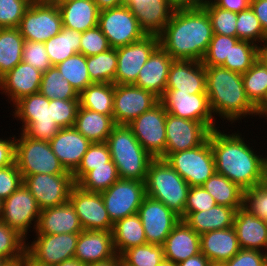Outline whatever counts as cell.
Returning a JSON list of instances; mask_svg holds the SVG:
<instances>
[{
    "label": "cell",
    "instance_id": "1",
    "mask_svg": "<svg viewBox=\"0 0 267 266\" xmlns=\"http://www.w3.org/2000/svg\"><path fill=\"white\" fill-rule=\"evenodd\" d=\"M240 133L227 134L216 128L209 133L216 172L243 190L261 185L266 156L257 155Z\"/></svg>",
    "mask_w": 267,
    "mask_h": 266
},
{
    "label": "cell",
    "instance_id": "2",
    "mask_svg": "<svg viewBox=\"0 0 267 266\" xmlns=\"http://www.w3.org/2000/svg\"><path fill=\"white\" fill-rule=\"evenodd\" d=\"M213 28L205 9L174 10L159 37V45L174 60L202 61Z\"/></svg>",
    "mask_w": 267,
    "mask_h": 266
},
{
    "label": "cell",
    "instance_id": "3",
    "mask_svg": "<svg viewBox=\"0 0 267 266\" xmlns=\"http://www.w3.org/2000/svg\"><path fill=\"white\" fill-rule=\"evenodd\" d=\"M205 73L206 93L214 117L218 115L232 124L248 115L257 116V108L247 98L242 74L221 66H205Z\"/></svg>",
    "mask_w": 267,
    "mask_h": 266
},
{
    "label": "cell",
    "instance_id": "4",
    "mask_svg": "<svg viewBox=\"0 0 267 266\" xmlns=\"http://www.w3.org/2000/svg\"><path fill=\"white\" fill-rule=\"evenodd\" d=\"M111 160L121 179L145 182L148 167L154 159L139 143L128 125H115L106 141Z\"/></svg>",
    "mask_w": 267,
    "mask_h": 266
},
{
    "label": "cell",
    "instance_id": "5",
    "mask_svg": "<svg viewBox=\"0 0 267 266\" xmlns=\"http://www.w3.org/2000/svg\"><path fill=\"white\" fill-rule=\"evenodd\" d=\"M145 192L161 201L184 220V207L190 186L165 159L154 158L148 167Z\"/></svg>",
    "mask_w": 267,
    "mask_h": 266
},
{
    "label": "cell",
    "instance_id": "6",
    "mask_svg": "<svg viewBox=\"0 0 267 266\" xmlns=\"http://www.w3.org/2000/svg\"><path fill=\"white\" fill-rule=\"evenodd\" d=\"M14 118L22 122L27 137L49 142L60 130L52 119L51 100L40 92L22 97L14 105Z\"/></svg>",
    "mask_w": 267,
    "mask_h": 266
},
{
    "label": "cell",
    "instance_id": "7",
    "mask_svg": "<svg viewBox=\"0 0 267 266\" xmlns=\"http://www.w3.org/2000/svg\"><path fill=\"white\" fill-rule=\"evenodd\" d=\"M20 134L19 139L15 137V163L23 179L35 174H71L52 152L49 142Z\"/></svg>",
    "mask_w": 267,
    "mask_h": 266
},
{
    "label": "cell",
    "instance_id": "8",
    "mask_svg": "<svg viewBox=\"0 0 267 266\" xmlns=\"http://www.w3.org/2000/svg\"><path fill=\"white\" fill-rule=\"evenodd\" d=\"M165 160L190 187L202 186L216 172L209 136L201 145L171 153Z\"/></svg>",
    "mask_w": 267,
    "mask_h": 266
},
{
    "label": "cell",
    "instance_id": "9",
    "mask_svg": "<svg viewBox=\"0 0 267 266\" xmlns=\"http://www.w3.org/2000/svg\"><path fill=\"white\" fill-rule=\"evenodd\" d=\"M24 40L48 41L62 29V17L54 0H33L18 26Z\"/></svg>",
    "mask_w": 267,
    "mask_h": 266
},
{
    "label": "cell",
    "instance_id": "10",
    "mask_svg": "<svg viewBox=\"0 0 267 266\" xmlns=\"http://www.w3.org/2000/svg\"><path fill=\"white\" fill-rule=\"evenodd\" d=\"M98 27L114 49L137 42L146 36L135 15L125 4L100 11Z\"/></svg>",
    "mask_w": 267,
    "mask_h": 266
},
{
    "label": "cell",
    "instance_id": "11",
    "mask_svg": "<svg viewBox=\"0 0 267 266\" xmlns=\"http://www.w3.org/2000/svg\"><path fill=\"white\" fill-rule=\"evenodd\" d=\"M166 116L165 107L159 102L128 124L139 143L153 158L165 159Z\"/></svg>",
    "mask_w": 267,
    "mask_h": 266
},
{
    "label": "cell",
    "instance_id": "12",
    "mask_svg": "<svg viewBox=\"0 0 267 266\" xmlns=\"http://www.w3.org/2000/svg\"><path fill=\"white\" fill-rule=\"evenodd\" d=\"M105 208L114 224L136 214L146 196L145 183L140 180L119 178L107 190L101 192Z\"/></svg>",
    "mask_w": 267,
    "mask_h": 266
},
{
    "label": "cell",
    "instance_id": "13",
    "mask_svg": "<svg viewBox=\"0 0 267 266\" xmlns=\"http://www.w3.org/2000/svg\"><path fill=\"white\" fill-rule=\"evenodd\" d=\"M160 102L154 93L133 84H114L113 120L128 125Z\"/></svg>",
    "mask_w": 267,
    "mask_h": 266
},
{
    "label": "cell",
    "instance_id": "14",
    "mask_svg": "<svg viewBox=\"0 0 267 266\" xmlns=\"http://www.w3.org/2000/svg\"><path fill=\"white\" fill-rule=\"evenodd\" d=\"M167 113L203 123L210 131L216 128V120L209 105L207 93L188 94L179 90H165L160 98Z\"/></svg>",
    "mask_w": 267,
    "mask_h": 266
},
{
    "label": "cell",
    "instance_id": "15",
    "mask_svg": "<svg viewBox=\"0 0 267 266\" xmlns=\"http://www.w3.org/2000/svg\"><path fill=\"white\" fill-rule=\"evenodd\" d=\"M40 212L36 199L22 183L15 192L3 200L1 221L27 239V232L33 223V229L36 231Z\"/></svg>",
    "mask_w": 267,
    "mask_h": 266
},
{
    "label": "cell",
    "instance_id": "16",
    "mask_svg": "<svg viewBox=\"0 0 267 266\" xmlns=\"http://www.w3.org/2000/svg\"><path fill=\"white\" fill-rule=\"evenodd\" d=\"M23 183L36 199L40 210L67 203L75 185L72 174L28 175L23 179Z\"/></svg>",
    "mask_w": 267,
    "mask_h": 266
},
{
    "label": "cell",
    "instance_id": "17",
    "mask_svg": "<svg viewBox=\"0 0 267 266\" xmlns=\"http://www.w3.org/2000/svg\"><path fill=\"white\" fill-rule=\"evenodd\" d=\"M148 244L161 245L181 220L175 212L161 201L145 196L137 212Z\"/></svg>",
    "mask_w": 267,
    "mask_h": 266
},
{
    "label": "cell",
    "instance_id": "18",
    "mask_svg": "<svg viewBox=\"0 0 267 266\" xmlns=\"http://www.w3.org/2000/svg\"><path fill=\"white\" fill-rule=\"evenodd\" d=\"M69 202L79 217L83 230L112 231L111 222L101 193L89 192L75 184Z\"/></svg>",
    "mask_w": 267,
    "mask_h": 266
},
{
    "label": "cell",
    "instance_id": "19",
    "mask_svg": "<svg viewBox=\"0 0 267 266\" xmlns=\"http://www.w3.org/2000/svg\"><path fill=\"white\" fill-rule=\"evenodd\" d=\"M158 46V36L146 35L137 42L117 48L115 84H134L140 69Z\"/></svg>",
    "mask_w": 267,
    "mask_h": 266
},
{
    "label": "cell",
    "instance_id": "20",
    "mask_svg": "<svg viewBox=\"0 0 267 266\" xmlns=\"http://www.w3.org/2000/svg\"><path fill=\"white\" fill-rule=\"evenodd\" d=\"M79 233L36 234L26 251L38 262L55 266L74 258Z\"/></svg>",
    "mask_w": 267,
    "mask_h": 266
},
{
    "label": "cell",
    "instance_id": "21",
    "mask_svg": "<svg viewBox=\"0 0 267 266\" xmlns=\"http://www.w3.org/2000/svg\"><path fill=\"white\" fill-rule=\"evenodd\" d=\"M165 158L175 152L195 148L209 136L210 130L201 122L179 118L167 113Z\"/></svg>",
    "mask_w": 267,
    "mask_h": 266
},
{
    "label": "cell",
    "instance_id": "22",
    "mask_svg": "<svg viewBox=\"0 0 267 266\" xmlns=\"http://www.w3.org/2000/svg\"><path fill=\"white\" fill-rule=\"evenodd\" d=\"M125 5L146 35L159 36L174 12L168 0H125Z\"/></svg>",
    "mask_w": 267,
    "mask_h": 266
},
{
    "label": "cell",
    "instance_id": "23",
    "mask_svg": "<svg viewBox=\"0 0 267 266\" xmlns=\"http://www.w3.org/2000/svg\"><path fill=\"white\" fill-rule=\"evenodd\" d=\"M49 143L52 152L60 160L65 170L71 174L81 164L84 154L92 144L74 127L60 128Z\"/></svg>",
    "mask_w": 267,
    "mask_h": 266
},
{
    "label": "cell",
    "instance_id": "24",
    "mask_svg": "<svg viewBox=\"0 0 267 266\" xmlns=\"http://www.w3.org/2000/svg\"><path fill=\"white\" fill-rule=\"evenodd\" d=\"M42 72L21 61L12 70L0 78V90L12 105L22 97L39 93Z\"/></svg>",
    "mask_w": 267,
    "mask_h": 266
},
{
    "label": "cell",
    "instance_id": "25",
    "mask_svg": "<svg viewBox=\"0 0 267 266\" xmlns=\"http://www.w3.org/2000/svg\"><path fill=\"white\" fill-rule=\"evenodd\" d=\"M165 90L188 94L206 93L205 66L201 61L173 60Z\"/></svg>",
    "mask_w": 267,
    "mask_h": 266
},
{
    "label": "cell",
    "instance_id": "26",
    "mask_svg": "<svg viewBox=\"0 0 267 266\" xmlns=\"http://www.w3.org/2000/svg\"><path fill=\"white\" fill-rule=\"evenodd\" d=\"M173 58L159 45L140 69L133 84L161 98L167 86V78Z\"/></svg>",
    "mask_w": 267,
    "mask_h": 266
},
{
    "label": "cell",
    "instance_id": "27",
    "mask_svg": "<svg viewBox=\"0 0 267 266\" xmlns=\"http://www.w3.org/2000/svg\"><path fill=\"white\" fill-rule=\"evenodd\" d=\"M233 227L241 249L267 253V221L265 219L255 216L242 206L236 211Z\"/></svg>",
    "mask_w": 267,
    "mask_h": 266
},
{
    "label": "cell",
    "instance_id": "28",
    "mask_svg": "<svg viewBox=\"0 0 267 266\" xmlns=\"http://www.w3.org/2000/svg\"><path fill=\"white\" fill-rule=\"evenodd\" d=\"M116 254L112 231L83 230L79 233L74 258L83 264H93Z\"/></svg>",
    "mask_w": 267,
    "mask_h": 266
},
{
    "label": "cell",
    "instance_id": "29",
    "mask_svg": "<svg viewBox=\"0 0 267 266\" xmlns=\"http://www.w3.org/2000/svg\"><path fill=\"white\" fill-rule=\"evenodd\" d=\"M163 248L165 260L176 265L201 253L200 234L180 220L166 237Z\"/></svg>",
    "mask_w": 267,
    "mask_h": 266
},
{
    "label": "cell",
    "instance_id": "30",
    "mask_svg": "<svg viewBox=\"0 0 267 266\" xmlns=\"http://www.w3.org/2000/svg\"><path fill=\"white\" fill-rule=\"evenodd\" d=\"M200 246L211 264H224L241 249L233 226L202 233Z\"/></svg>",
    "mask_w": 267,
    "mask_h": 266
},
{
    "label": "cell",
    "instance_id": "31",
    "mask_svg": "<svg viewBox=\"0 0 267 266\" xmlns=\"http://www.w3.org/2000/svg\"><path fill=\"white\" fill-rule=\"evenodd\" d=\"M81 226L74 207L67 203L41 210L36 234L81 233Z\"/></svg>",
    "mask_w": 267,
    "mask_h": 266
},
{
    "label": "cell",
    "instance_id": "32",
    "mask_svg": "<svg viewBox=\"0 0 267 266\" xmlns=\"http://www.w3.org/2000/svg\"><path fill=\"white\" fill-rule=\"evenodd\" d=\"M62 26L80 33L98 26L100 10L93 0L55 1Z\"/></svg>",
    "mask_w": 267,
    "mask_h": 266
},
{
    "label": "cell",
    "instance_id": "33",
    "mask_svg": "<svg viewBox=\"0 0 267 266\" xmlns=\"http://www.w3.org/2000/svg\"><path fill=\"white\" fill-rule=\"evenodd\" d=\"M236 211L235 208L216 204L206 211L191 212L184 221L201 235L208 231L232 227Z\"/></svg>",
    "mask_w": 267,
    "mask_h": 266
},
{
    "label": "cell",
    "instance_id": "34",
    "mask_svg": "<svg viewBox=\"0 0 267 266\" xmlns=\"http://www.w3.org/2000/svg\"><path fill=\"white\" fill-rule=\"evenodd\" d=\"M115 125L111 116L79 106L74 128L91 143H103Z\"/></svg>",
    "mask_w": 267,
    "mask_h": 266
},
{
    "label": "cell",
    "instance_id": "35",
    "mask_svg": "<svg viewBox=\"0 0 267 266\" xmlns=\"http://www.w3.org/2000/svg\"><path fill=\"white\" fill-rule=\"evenodd\" d=\"M112 237L114 249L118 255L128 248L147 243L142 221L137 213L115 222Z\"/></svg>",
    "mask_w": 267,
    "mask_h": 266
},
{
    "label": "cell",
    "instance_id": "36",
    "mask_svg": "<svg viewBox=\"0 0 267 266\" xmlns=\"http://www.w3.org/2000/svg\"><path fill=\"white\" fill-rule=\"evenodd\" d=\"M202 186L218 205L236 210L243 206L244 190L220 173L215 172Z\"/></svg>",
    "mask_w": 267,
    "mask_h": 266
},
{
    "label": "cell",
    "instance_id": "37",
    "mask_svg": "<svg viewBox=\"0 0 267 266\" xmlns=\"http://www.w3.org/2000/svg\"><path fill=\"white\" fill-rule=\"evenodd\" d=\"M82 33L63 27L61 31L44 42L46 52L52 66H56L67 58L80 53Z\"/></svg>",
    "mask_w": 267,
    "mask_h": 266
},
{
    "label": "cell",
    "instance_id": "38",
    "mask_svg": "<svg viewBox=\"0 0 267 266\" xmlns=\"http://www.w3.org/2000/svg\"><path fill=\"white\" fill-rule=\"evenodd\" d=\"M24 43L18 28H0V78L22 61Z\"/></svg>",
    "mask_w": 267,
    "mask_h": 266
},
{
    "label": "cell",
    "instance_id": "39",
    "mask_svg": "<svg viewBox=\"0 0 267 266\" xmlns=\"http://www.w3.org/2000/svg\"><path fill=\"white\" fill-rule=\"evenodd\" d=\"M114 83H93L79 94V105L113 118Z\"/></svg>",
    "mask_w": 267,
    "mask_h": 266
},
{
    "label": "cell",
    "instance_id": "40",
    "mask_svg": "<svg viewBox=\"0 0 267 266\" xmlns=\"http://www.w3.org/2000/svg\"><path fill=\"white\" fill-rule=\"evenodd\" d=\"M87 71L93 83H114L117 70V50L110 48L86 57Z\"/></svg>",
    "mask_w": 267,
    "mask_h": 266
},
{
    "label": "cell",
    "instance_id": "41",
    "mask_svg": "<svg viewBox=\"0 0 267 266\" xmlns=\"http://www.w3.org/2000/svg\"><path fill=\"white\" fill-rule=\"evenodd\" d=\"M39 92L49 100H79V94L55 66L42 74Z\"/></svg>",
    "mask_w": 267,
    "mask_h": 266
},
{
    "label": "cell",
    "instance_id": "42",
    "mask_svg": "<svg viewBox=\"0 0 267 266\" xmlns=\"http://www.w3.org/2000/svg\"><path fill=\"white\" fill-rule=\"evenodd\" d=\"M259 48L257 44L249 41L239 40L226 57L221 67L240 74L246 73L259 59Z\"/></svg>",
    "mask_w": 267,
    "mask_h": 266
},
{
    "label": "cell",
    "instance_id": "43",
    "mask_svg": "<svg viewBox=\"0 0 267 266\" xmlns=\"http://www.w3.org/2000/svg\"><path fill=\"white\" fill-rule=\"evenodd\" d=\"M242 80L247 98L257 108L267 95V67L258 59L242 74Z\"/></svg>",
    "mask_w": 267,
    "mask_h": 266
},
{
    "label": "cell",
    "instance_id": "44",
    "mask_svg": "<svg viewBox=\"0 0 267 266\" xmlns=\"http://www.w3.org/2000/svg\"><path fill=\"white\" fill-rule=\"evenodd\" d=\"M55 67L78 94L93 84L87 71L86 57L81 53L67 58Z\"/></svg>",
    "mask_w": 267,
    "mask_h": 266
},
{
    "label": "cell",
    "instance_id": "45",
    "mask_svg": "<svg viewBox=\"0 0 267 266\" xmlns=\"http://www.w3.org/2000/svg\"><path fill=\"white\" fill-rule=\"evenodd\" d=\"M120 256L122 266H158L165 260L163 246L148 243L128 248Z\"/></svg>",
    "mask_w": 267,
    "mask_h": 266
},
{
    "label": "cell",
    "instance_id": "46",
    "mask_svg": "<svg viewBox=\"0 0 267 266\" xmlns=\"http://www.w3.org/2000/svg\"><path fill=\"white\" fill-rule=\"evenodd\" d=\"M117 167L112 160L107 166L94 167L78 183L82 189L89 192H98L107 190L113 183L119 179Z\"/></svg>",
    "mask_w": 267,
    "mask_h": 266
},
{
    "label": "cell",
    "instance_id": "47",
    "mask_svg": "<svg viewBox=\"0 0 267 266\" xmlns=\"http://www.w3.org/2000/svg\"><path fill=\"white\" fill-rule=\"evenodd\" d=\"M236 37L239 40L257 43L260 47L267 43L263 28L250 6L237 13Z\"/></svg>",
    "mask_w": 267,
    "mask_h": 266
},
{
    "label": "cell",
    "instance_id": "48",
    "mask_svg": "<svg viewBox=\"0 0 267 266\" xmlns=\"http://www.w3.org/2000/svg\"><path fill=\"white\" fill-rule=\"evenodd\" d=\"M111 160L110 150L106 142L92 143L84 154L81 164L72 174L75 184H77L94 167L107 166Z\"/></svg>",
    "mask_w": 267,
    "mask_h": 266
},
{
    "label": "cell",
    "instance_id": "49",
    "mask_svg": "<svg viewBox=\"0 0 267 266\" xmlns=\"http://www.w3.org/2000/svg\"><path fill=\"white\" fill-rule=\"evenodd\" d=\"M26 239L16 230L0 221V258L14 260L26 253Z\"/></svg>",
    "mask_w": 267,
    "mask_h": 266
},
{
    "label": "cell",
    "instance_id": "50",
    "mask_svg": "<svg viewBox=\"0 0 267 266\" xmlns=\"http://www.w3.org/2000/svg\"><path fill=\"white\" fill-rule=\"evenodd\" d=\"M206 10L214 34L236 37L237 13L222 9L209 2Z\"/></svg>",
    "mask_w": 267,
    "mask_h": 266
},
{
    "label": "cell",
    "instance_id": "51",
    "mask_svg": "<svg viewBox=\"0 0 267 266\" xmlns=\"http://www.w3.org/2000/svg\"><path fill=\"white\" fill-rule=\"evenodd\" d=\"M239 41L237 37L214 34L202 59L204 66H221L229 57L231 48Z\"/></svg>",
    "mask_w": 267,
    "mask_h": 266
},
{
    "label": "cell",
    "instance_id": "52",
    "mask_svg": "<svg viewBox=\"0 0 267 266\" xmlns=\"http://www.w3.org/2000/svg\"><path fill=\"white\" fill-rule=\"evenodd\" d=\"M33 0H0V28H18Z\"/></svg>",
    "mask_w": 267,
    "mask_h": 266
},
{
    "label": "cell",
    "instance_id": "53",
    "mask_svg": "<svg viewBox=\"0 0 267 266\" xmlns=\"http://www.w3.org/2000/svg\"><path fill=\"white\" fill-rule=\"evenodd\" d=\"M79 100H51L52 119L60 128L74 127Z\"/></svg>",
    "mask_w": 267,
    "mask_h": 266
},
{
    "label": "cell",
    "instance_id": "54",
    "mask_svg": "<svg viewBox=\"0 0 267 266\" xmlns=\"http://www.w3.org/2000/svg\"><path fill=\"white\" fill-rule=\"evenodd\" d=\"M22 61L42 73L52 67L44 43L25 40Z\"/></svg>",
    "mask_w": 267,
    "mask_h": 266
},
{
    "label": "cell",
    "instance_id": "55",
    "mask_svg": "<svg viewBox=\"0 0 267 266\" xmlns=\"http://www.w3.org/2000/svg\"><path fill=\"white\" fill-rule=\"evenodd\" d=\"M107 37L98 26L83 32L80 39V53L85 57L97 55L110 49Z\"/></svg>",
    "mask_w": 267,
    "mask_h": 266
},
{
    "label": "cell",
    "instance_id": "56",
    "mask_svg": "<svg viewBox=\"0 0 267 266\" xmlns=\"http://www.w3.org/2000/svg\"><path fill=\"white\" fill-rule=\"evenodd\" d=\"M243 207L267 221V188L261 184L244 190Z\"/></svg>",
    "mask_w": 267,
    "mask_h": 266
},
{
    "label": "cell",
    "instance_id": "57",
    "mask_svg": "<svg viewBox=\"0 0 267 266\" xmlns=\"http://www.w3.org/2000/svg\"><path fill=\"white\" fill-rule=\"evenodd\" d=\"M216 204L215 199L205 190L203 186L190 187L184 207V219L191 212L206 211Z\"/></svg>",
    "mask_w": 267,
    "mask_h": 266
},
{
    "label": "cell",
    "instance_id": "58",
    "mask_svg": "<svg viewBox=\"0 0 267 266\" xmlns=\"http://www.w3.org/2000/svg\"><path fill=\"white\" fill-rule=\"evenodd\" d=\"M23 183L21 172L16 163L0 168V198L5 200Z\"/></svg>",
    "mask_w": 267,
    "mask_h": 266
},
{
    "label": "cell",
    "instance_id": "59",
    "mask_svg": "<svg viewBox=\"0 0 267 266\" xmlns=\"http://www.w3.org/2000/svg\"><path fill=\"white\" fill-rule=\"evenodd\" d=\"M224 266H267V253L240 249L230 260L226 261Z\"/></svg>",
    "mask_w": 267,
    "mask_h": 266
},
{
    "label": "cell",
    "instance_id": "60",
    "mask_svg": "<svg viewBox=\"0 0 267 266\" xmlns=\"http://www.w3.org/2000/svg\"><path fill=\"white\" fill-rule=\"evenodd\" d=\"M12 137L10 136L9 139L0 138V168L15 162V135Z\"/></svg>",
    "mask_w": 267,
    "mask_h": 266
},
{
    "label": "cell",
    "instance_id": "61",
    "mask_svg": "<svg viewBox=\"0 0 267 266\" xmlns=\"http://www.w3.org/2000/svg\"><path fill=\"white\" fill-rule=\"evenodd\" d=\"M250 7L258 18L267 38V0H250Z\"/></svg>",
    "mask_w": 267,
    "mask_h": 266
},
{
    "label": "cell",
    "instance_id": "62",
    "mask_svg": "<svg viewBox=\"0 0 267 266\" xmlns=\"http://www.w3.org/2000/svg\"><path fill=\"white\" fill-rule=\"evenodd\" d=\"M215 6L235 13L247 9L250 6V0H212Z\"/></svg>",
    "mask_w": 267,
    "mask_h": 266
},
{
    "label": "cell",
    "instance_id": "63",
    "mask_svg": "<svg viewBox=\"0 0 267 266\" xmlns=\"http://www.w3.org/2000/svg\"><path fill=\"white\" fill-rule=\"evenodd\" d=\"M174 10L204 9L212 0H168Z\"/></svg>",
    "mask_w": 267,
    "mask_h": 266
},
{
    "label": "cell",
    "instance_id": "64",
    "mask_svg": "<svg viewBox=\"0 0 267 266\" xmlns=\"http://www.w3.org/2000/svg\"><path fill=\"white\" fill-rule=\"evenodd\" d=\"M211 262L209 259L201 252L195 256L189 257L184 261L176 264L175 266H210Z\"/></svg>",
    "mask_w": 267,
    "mask_h": 266
},
{
    "label": "cell",
    "instance_id": "65",
    "mask_svg": "<svg viewBox=\"0 0 267 266\" xmlns=\"http://www.w3.org/2000/svg\"><path fill=\"white\" fill-rule=\"evenodd\" d=\"M93 1L96 3L97 8L100 11L111 9L125 4V0H93Z\"/></svg>",
    "mask_w": 267,
    "mask_h": 266
},
{
    "label": "cell",
    "instance_id": "66",
    "mask_svg": "<svg viewBox=\"0 0 267 266\" xmlns=\"http://www.w3.org/2000/svg\"><path fill=\"white\" fill-rule=\"evenodd\" d=\"M87 266H122V260L120 255L115 254L112 258L88 264Z\"/></svg>",
    "mask_w": 267,
    "mask_h": 266
},
{
    "label": "cell",
    "instance_id": "67",
    "mask_svg": "<svg viewBox=\"0 0 267 266\" xmlns=\"http://www.w3.org/2000/svg\"><path fill=\"white\" fill-rule=\"evenodd\" d=\"M24 266H52L36 261L27 251L24 254Z\"/></svg>",
    "mask_w": 267,
    "mask_h": 266
},
{
    "label": "cell",
    "instance_id": "68",
    "mask_svg": "<svg viewBox=\"0 0 267 266\" xmlns=\"http://www.w3.org/2000/svg\"><path fill=\"white\" fill-rule=\"evenodd\" d=\"M55 266H87V265L83 264L82 262H80L76 258H72L69 260H64L63 262H61L60 264H57Z\"/></svg>",
    "mask_w": 267,
    "mask_h": 266
},
{
    "label": "cell",
    "instance_id": "69",
    "mask_svg": "<svg viewBox=\"0 0 267 266\" xmlns=\"http://www.w3.org/2000/svg\"><path fill=\"white\" fill-rule=\"evenodd\" d=\"M257 115L259 117H267V95L264 101L257 107Z\"/></svg>",
    "mask_w": 267,
    "mask_h": 266
},
{
    "label": "cell",
    "instance_id": "70",
    "mask_svg": "<svg viewBox=\"0 0 267 266\" xmlns=\"http://www.w3.org/2000/svg\"><path fill=\"white\" fill-rule=\"evenodd\" d=\"M259 59L267 67V43L259 48Z\"/></svg>",
    "mask_w": 267,
    "mask_h": 266
},
{
    "label": "cell",
    "instance_id": "71",
    "mask_svg": "<svg viewBox=\"0 0 267 266\" xmlns=\"http://www.w3.org/2000/svg\"><path fill=\"white\" fill-rule=\"evenodd\" d=\"M3 266H24V256L7 261Z\"/></svg>",
    "mask_w": 267,
    "mask_h": 266
},
{
    "label": "cell",
    "instance_id": "72",
    "mask_svg": "<svg viewBox=\"0 0 267 266\" xmlns=\"http://www.w3.org/2000/svg\"><path fill=\"white\" fill-rule=\"evenodd\" d=\"M262 184L267 188V158L264 164V172H263V182Z\"/></svg>",
    "mask_w": 267,
    "mask_h": 266
},
{
    "label": "cell",
    "instance_id": "73",
    "mask_svg": "<svg viewBox=\"0 0 267 266\" xmlns=\"http://www.w3.org/2000/svg\"><path fill=\"white\" fill-rule=\"evenodd\" d=\"M158 266H175L173 263L164 260L161 264H159Z\"/></svg>",
    "mask_w": 267,
    "mask_h": 266
},
{
    "label": "cell",
    "instance_id": "74",
    "mask_svg": "<svg viewBox=\"0 0 267 266\" xmlns=\"http://www.w3.org/2000/svg\"><path fill=\"white\" fill-rule=\"evenodd\" d=\"M2 213H3V200L0 198V221L2 218Z\"/></svg>",
    "mask_w": 267,
    "mask_h": 266
},
{
    "label": "cell",
    "instance_id": "75",
    "mask_svg": "<svg viewBox=\"0 0 267 266\" xmlns=\"http://www.w3.org/2000/svg\"><path fill=\"white\" fill-rule=\"evenodd\" d=\"M8 260L0 258V266H3Z\"/></svg>",
    "mask_w": 267,
    "mask_h": 266
},
{
    "label": "cell",
    "instance_id": "76",
    "mask_svg": "<svg viewBox=\"0 0 267 266\" xmlns=\"http://www.w3.org/2000/svg\"><path fill=\"white\" fill-rule=\"evenodd\" d=\"M210 266H224L223 264H211Z\"/></svg>",
    "mask_w": 267,
    "mask_h": 266
},
{
    "label": "cell",
    "instance_id": "77",
    "mask_svg": "<svg viewBox=\"0 0 267 266\" xmlns=\"http://www.w3.org/2000/svg\"><path fill=\"white\" fill-rule=\"evenodd\" d=\"M54 1H75V0H54Z\"/></svg>",
    "mask_w": 267,
    "mask_h": 266
}]
</instances>
